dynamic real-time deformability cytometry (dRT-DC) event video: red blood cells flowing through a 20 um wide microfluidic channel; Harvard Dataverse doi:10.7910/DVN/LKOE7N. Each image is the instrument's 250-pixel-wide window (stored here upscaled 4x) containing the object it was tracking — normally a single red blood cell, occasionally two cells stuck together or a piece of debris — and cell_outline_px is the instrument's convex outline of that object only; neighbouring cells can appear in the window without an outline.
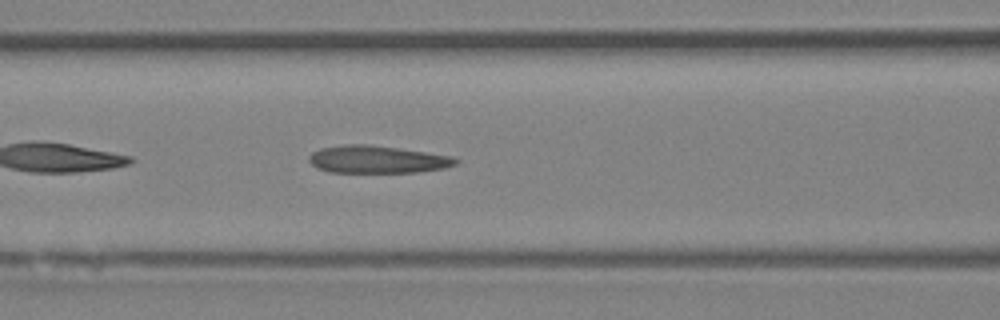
{"species": "Egyptian fruit bat (a non-hibernating species)", "species_latin": "Rousettus aegyptiacus", "temperature_condition": "room temperature", "stored_images_in_passage": 35, "camera_frame_rate_fps": 3000, "um_per_image_px": 0.085, "animal": {"sex": "female"}, "frame": {"image": 1, "passage_image": 6, "time_ms": 1.667, "image_size_px": [1000, 320], "cell_outline_px": [[460, 160], [456, 164], [444, 168], [416, 172], [328, 172], [316, 168], [308, 160], [308, 156], [312, 152], [320, 148], [344, 144], [368, 144], [452, 156]], "centroid_in_image_um": [32.02, 13.55], "position_along_channel_um": 134.6, "area_um2": 23.47}}